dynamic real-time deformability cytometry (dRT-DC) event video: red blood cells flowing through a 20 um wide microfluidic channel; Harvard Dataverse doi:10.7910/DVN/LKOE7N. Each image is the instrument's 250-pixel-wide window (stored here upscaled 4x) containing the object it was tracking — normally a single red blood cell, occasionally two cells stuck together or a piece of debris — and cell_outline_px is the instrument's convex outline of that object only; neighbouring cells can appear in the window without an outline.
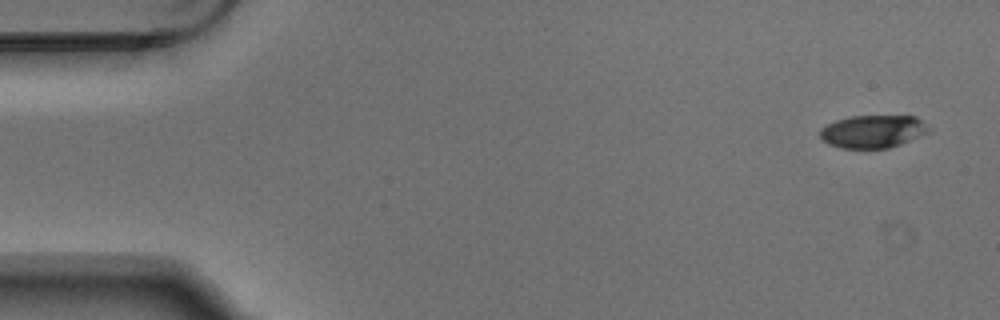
{"species": "Egyptian fruit bat (a non-hibernating species)", "species_latin": "Rousettus aegyptiacus", "temperature_condition": "warm", "stored_images_in_passage": 7, "camera_frame_rate_fps": 3000, "um_per_image_px": 0.085, "animal": {"sex": "male"}, "frame": {"image": 1, "passage_image": 1, "time_ms": 0.0, "image_size_px": [1000, 320], "cell_outline_px": [[928, 132], [900, 144], [888, 148], [840, 148], [828, 144], [820, 136], [820, 128], [836, 120], [848, 116], [916, 116], [928, 128]], "centroid_in_image_um": [74.14, 11.17], "position_along_channel_um": 10.9, "area_um2": 20.52}}
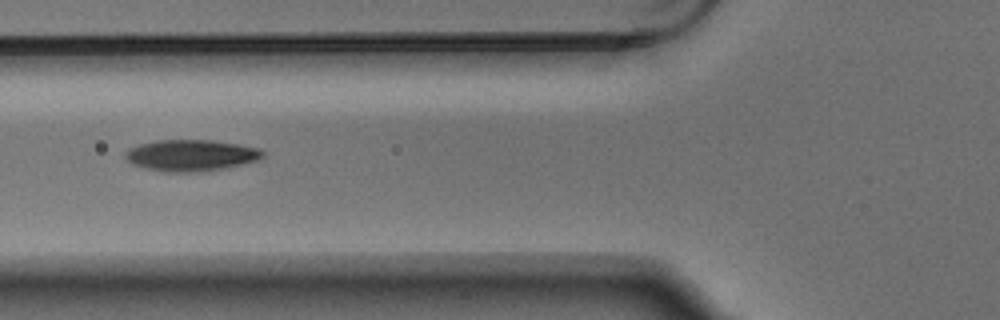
{"frame": {"image": 2, "passage_image": 6, "time_ms": 1.667, "image_size_px": [1000, 320], "cell_outline_px": [[264, 156], [260, 160], [224, 168], [188, 172], [168, 172], [148, 168], [132, 164], [124, 156], [124, 152], [140, 144], [160, 140], [212, 140], [260, 148], [264, 152]], "centroid_in_image_um": [16.27, 13.2], "position_along_channel_um": 109.5, "area_um2": 24.8}}
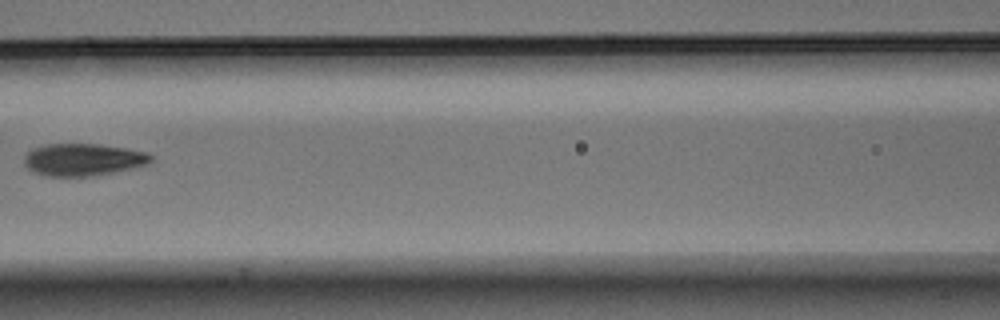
{"frame": {"image": 3, "passage_image": 7, "time_ms": 2.0, "image_size_px": [1000, 320], "cell_outline_px": [[152, 160], [148, 164], [132, 168], [92, 176], [48, 176], [32, 172], [24, 164], [24, 156], [32, 148], [48, 144], [100, 144], [148, 152], [152, 156]], "centroid_in_image_um": [7.05, 13.56], "position_along_channel_um": 159.6, "area_um2": 23.81}}